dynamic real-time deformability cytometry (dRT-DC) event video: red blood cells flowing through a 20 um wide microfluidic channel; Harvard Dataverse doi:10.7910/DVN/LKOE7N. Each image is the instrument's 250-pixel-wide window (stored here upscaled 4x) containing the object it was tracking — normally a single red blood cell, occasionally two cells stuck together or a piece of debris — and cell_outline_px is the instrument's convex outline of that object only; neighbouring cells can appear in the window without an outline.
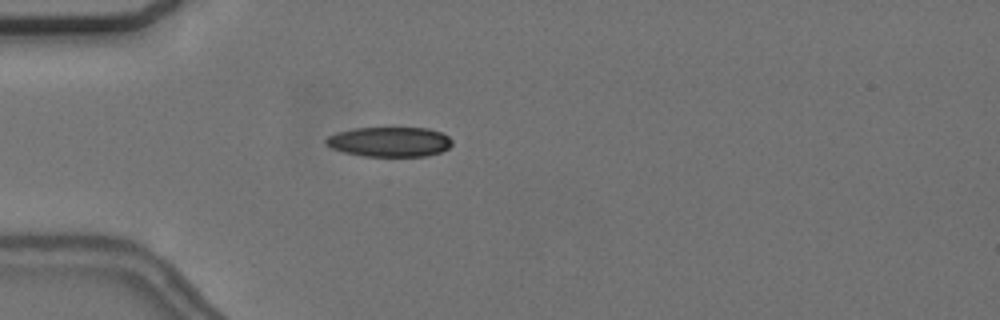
{"species": "common noctule bat (a hibernating species)", "species_latin": "Nyctalus noctula", "temperature_condition": "cold", "stored_images_in_passage": 2, "camera_frame_rate_fps": 3000, "um_per_image_px": 0.085, "animal": {"sex": "female", "body_mass_g": 24.6, "forearm_length_mm": 56.2}, "frame": {"image": 1, "passage_image": 1, "time_ms": 0.0, "image_size_px": [1000, 320], "cell_outline_px": [[452, 144], [448, 148], [440, 152], [428, 156], [364, 156], [344, 152], [332, 148], [324, 144], [324, 140], [328, 136], [336, 132], [352, 128], [428, 128], [440, 132], [448, 136], [452, 140]], "centroid_in_image_um": [33.09, 12.05], "position_along_channel_um": 51.9, "area_um2": 22.02}}